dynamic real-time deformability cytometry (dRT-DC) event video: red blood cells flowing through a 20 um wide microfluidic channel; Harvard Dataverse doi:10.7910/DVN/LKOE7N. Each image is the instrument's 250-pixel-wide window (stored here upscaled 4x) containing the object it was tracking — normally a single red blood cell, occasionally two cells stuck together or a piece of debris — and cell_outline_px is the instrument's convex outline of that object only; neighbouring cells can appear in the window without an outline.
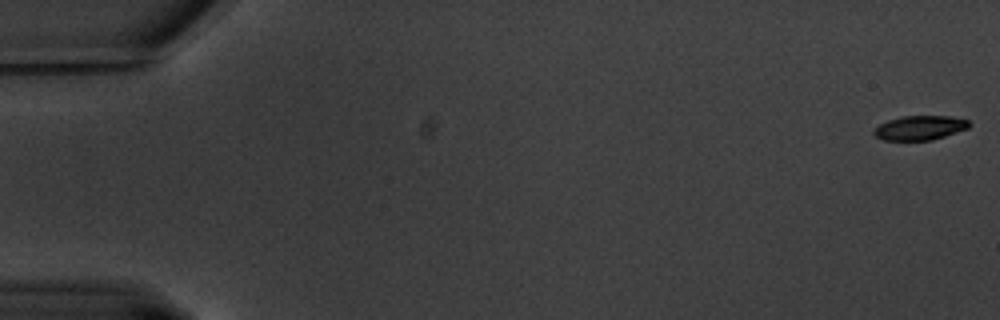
{"species": "common noctule bat (a hibernating species)", "species_latin": "Nyctalus noctula", "temperature_condition": "warm", "stored_images_in_passage": 63, "camera_frame_rate_fps": 3000, "um_per_image_px": 0.085, "animal": {"sex": "male", "body_mass_g": 20.1, "forearm_length_mm": 53.5}, "frame": {"image": 1, "passage_image": 1, "time_ms": 0.0, "image_size_px": [1000, 320], "cell_outline_px": [[972, 124], [968, 128], [932, 140], [884, 140], [876, 136], [872, 132], [880, 124], [888, 120], [900, 116], [952, 116], [968, 120]], "centroid_in_image_um": [78.2, 10.85], "position_along_channel_um": 6.8, "area_um2": 13.47}}
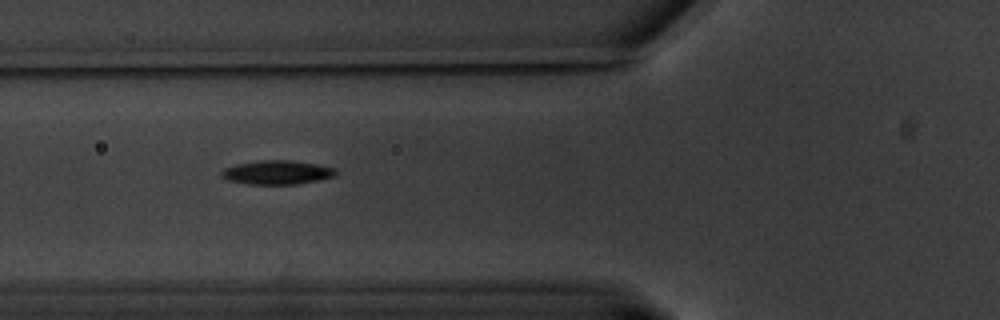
{"frame": {"image": 2, "passage_image": 24, "time_ms": 7.667, "image_size_px": [1000, 320], "cell_outline_px": [[336, 176], [320, 180], [296, 184], [248, 184], [228, 180], [220, 176], [220, 172], [224, 168], [236, 164], [256, 160], [292, 160], [316, 164], [336, 168]], "centroid_in_image_um": [23.54, 14.65], "position_along_channel_um": 102.3, "area_um2": 16.13}}
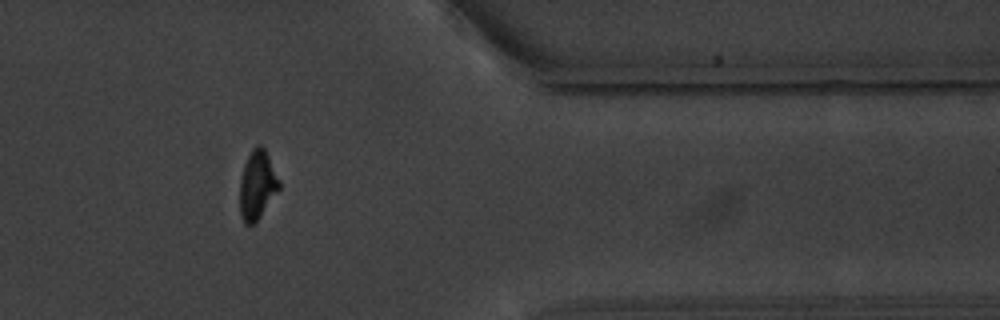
{"frame": {"image": 3, "passage_image": 52, "time_ms": 17.0, "image_size_px": [1000, 320], "cell_outline_px": [[280, 188], [256, 224], [244, 224], [240, 216], [240, 180], [244, 164], [252, 148], [256, 144], [260, 144], [264, 148], [280, 180]], "centroid_in_image_um": [21.87, 15.75], "position_along_channel_um": 389.5, "area_um2": 15.95}, "authors_computed_cell_mechanics": {"area_um2": 15.6638, "velocity_mm_per_s": 3.2629, "shape_relaxation_time_tau1_ms": 2.6199, "shape_relaxation_time_tau2_ms": 4.755, "deformation_change_tau1": 0.1726, "deformation_change_tau2": 0.0927}}